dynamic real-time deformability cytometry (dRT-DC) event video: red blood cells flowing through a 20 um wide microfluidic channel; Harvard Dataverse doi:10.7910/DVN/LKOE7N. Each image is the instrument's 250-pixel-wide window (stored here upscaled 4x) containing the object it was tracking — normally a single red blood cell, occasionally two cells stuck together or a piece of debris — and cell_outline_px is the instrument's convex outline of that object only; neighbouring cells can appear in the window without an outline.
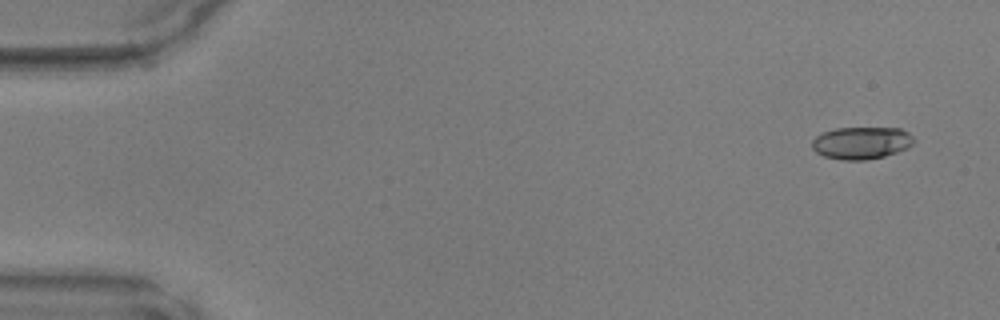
{"species": "common noctule bat (a hibernating species)", "species_latin": "Nyctalus noctula", "temperature_condition": "warm", "stored_images_in_passage": 11, "camera_frame_rate_fps": 3000, "um_per_image_px": 0.085, "animal": {"sex": "male", "body_mass_g": 17.9, "forearm_length_mm": 54.2}, "frame": {"image": 1, "passage_image": 1, "time_ms": 0.0, "image_size_px": [1000, 320], "cell_outline_px": [[916, 140], [908, 148], [884, 156], [864, 160], [840, 160], [824, 156], [816, 152], [812, 148], [812, 140], [820, 132], [836, 128], [900, 128], [908, 132]], "centroid_in_image_um": [73.2, 12.14], "position_along_channel_um": 11.8, "area_um2": 19.31}}